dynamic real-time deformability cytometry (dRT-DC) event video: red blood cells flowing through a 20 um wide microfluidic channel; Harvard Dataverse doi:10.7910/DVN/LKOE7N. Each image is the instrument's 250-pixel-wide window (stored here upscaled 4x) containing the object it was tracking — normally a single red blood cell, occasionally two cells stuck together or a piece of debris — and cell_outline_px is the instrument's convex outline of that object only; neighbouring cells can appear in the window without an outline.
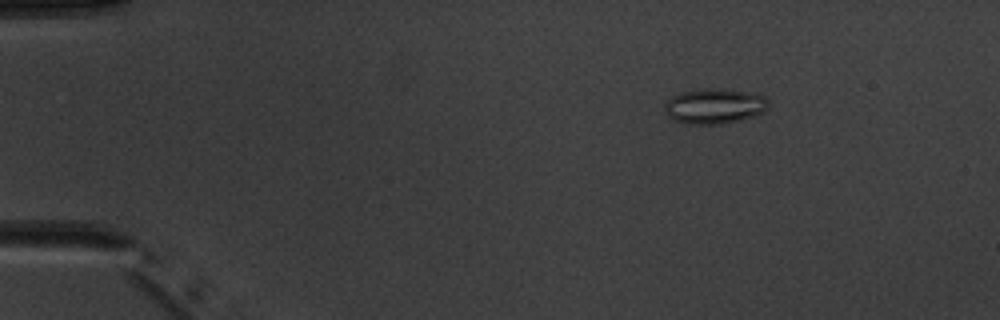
{"species": "common noctule bat (a hibernating species)", "species_latin": "Nyctalus noctula", "temperature_condition": "warm", "stored_images_in_passage": 5, "camera_frame_rate_fps": 3000, "um_per_image_px": 0.085, "animal": {"sex": "male", "body_mass_g": 20.1, "forearm_length_mm": 53.5}, "frame": {"image": 1, "passage_image": 3, "time_ms": 2.333, "image_size_px": [1000, 320], "cell_outline_px": [[768, 108], [764, 112], [756, 116], [724, 124], [688, 124], [672, 120], [668, 116], [664, 108], [664, 104], [672, 96], [684, 92], [704, 88], [720, 88], [744, 92], [764, 96], [768, 100]], "centroid_in_image_um": [60.73, 9.04], "position_along_channel_um": 24.3, "area_um2": 21.39}}
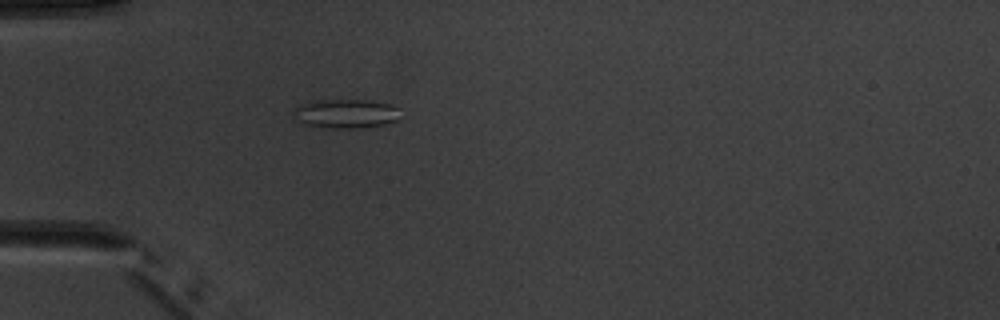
{"frame": {"image": 2, "passage_image": 5, "time_ms": 5.0, "image_size_px": [1000, 320], "cell_outline_px": [[400, 108], [396, 120], [384, 124], [364, 128], [324, 128], [304, 124], [296, 120], [292, 112], [296, 108], [308, 100], [368, 100], [392, 104]], "centroid_in_image_um": [29.37, 9.66], "position_along_channel_um": 55.6, "area_um2": 18.32}}